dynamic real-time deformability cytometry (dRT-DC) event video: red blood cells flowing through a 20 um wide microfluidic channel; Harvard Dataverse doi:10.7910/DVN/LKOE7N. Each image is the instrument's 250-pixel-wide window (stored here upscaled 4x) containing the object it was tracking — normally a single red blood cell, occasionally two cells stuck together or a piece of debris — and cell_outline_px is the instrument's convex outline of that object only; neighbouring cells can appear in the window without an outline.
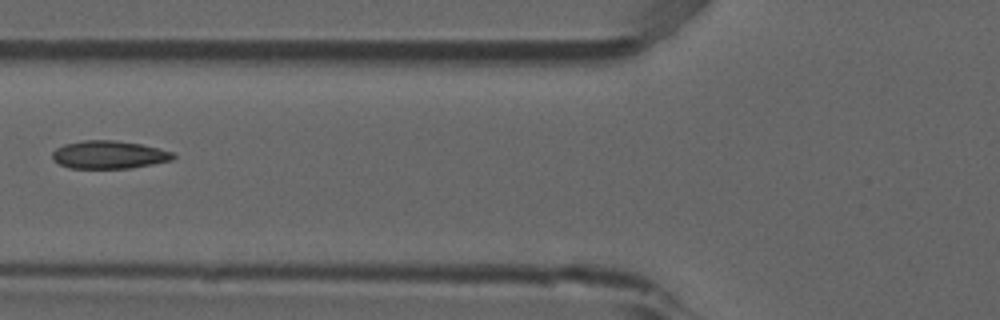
{"species": "common noctule bat (a hibernating species)", "species_latin": "Nyctalus noctula", "temperature_condition": "room temperature", "stored_images_in_passage": 2, "camera_frame_rate_fps": 3000, "um_per_image_px": 0.085, "animal": {"sex": "male", "forearm_length_mm": 52.5}, "frame": {"image": 1, "passage_image": 2, "time_ms": 0.333, "image_size_px": [1000, 320], "cell_outline_px": [[176, 156], [172, 160], [152, 164], [128, 168], [68, 168], [52, 160], [52, 152], [56, 148], [64, 144], [84, 140], [116, 140], [140, 144], [172, 152]], "centroid_in_image_um": [9.22, 13.15], "position_along_channel_um": 116.6, "area_um2": 19.59}}